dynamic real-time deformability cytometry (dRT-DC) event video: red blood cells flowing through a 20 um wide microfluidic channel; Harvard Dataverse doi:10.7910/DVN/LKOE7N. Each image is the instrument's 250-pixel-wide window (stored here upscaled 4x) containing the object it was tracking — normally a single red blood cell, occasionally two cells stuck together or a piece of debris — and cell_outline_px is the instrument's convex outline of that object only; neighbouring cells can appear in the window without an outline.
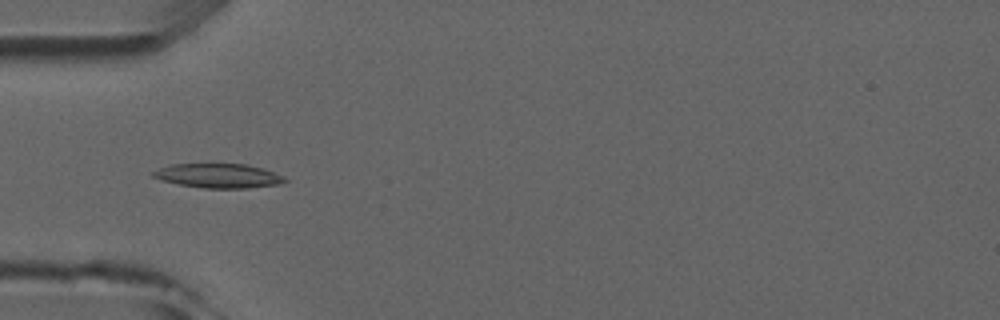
{"species": "common noctule bat (a hibernating species)", "species_latin": "Nyctalus noctula", "temperature_condition": "room temperature", "stored_images_in_passage": 3, "camera_frame_rate_fps": 3000, "um_per_image_px": 0.085, "animal": {"sex": "male", "forearm_length_mm": 52.5}, "frame": {"image": 1, "passage_image": 3, "time_ms": 3.0, "image_size_px": [1000, 320], "cell_outline_px": [[288, 180], [280, 184], [248, 188], [204, 188], [180, 184], [160, 180], [152, 176], [152, 172], [160, 168], [172, 164], [244, 164], [264, 168], [284, 176]], "centroid_in_image_um": [18.6, 14.94], "position_along_channel_um": 66.4, "area_um2": 18.61}}